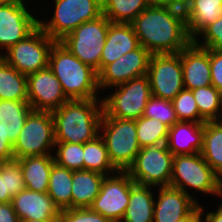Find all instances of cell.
I'll return each mask as SVG.
<instances>
[{
    "mask_svg": "<svg viewBox=\"0 0 222 222\" xmlns=\"http://www.w3.org/2000/svg\"><path fill=\"white\" fill-rule=\"evenodd\" d=\"M143 117L157 119L169 128L179 121L172 101L154 95L148 100Z\"/></svg>",
    "mask_w": 222,
    "mask_h": 222,
    "instance_id": "obj_35",
    "label": "cell"
},
{
    "mask_svg": "<svg viewBox=\"0 0 222 222\" xmlns=\"http://www.w3.org/2000/svg\"><path fill=\"white\" fill-rule=\"evenodd\" d=\"M51 113L55 142L84 144L99 135L103 115L101 99L68 100Z\"/></svg>",
    "mask_w": 222,
    "mask_h": 222,
    "instance_id": "obj_2",
    "label": "cell"
},
{
    "mask_svg": "<svg viewBox=\"0 0 222 222\" xmlns=\"http://www.w3.org/2000/svg\"><path fill=\"white\" fill-rule=\"evenodd\" d=\"M54 162L72 171L84 170L83 144L56 142Z\"/></svg>",
    "mask_w": 222,
    "mask_h": 222,
    "instance_id": "obj_34",
    "label": "cell"
},
{
    "mask_svg": "<svg viewBox=\"0 0 222 222\" xmlns=\"http://www.w3.org/2000/svg\"><path fill=\"white\" fill-rule=\"evenodd\" d=\"M215 211H209L206 213L203 222H222V201L217 206Z\"/></svg>",
    "mask_w": 222,
    "mask_h": 222,
    "instance_id": "obj_46",
    "label": "cell"
},
{
    "mask_svg": "<svg viewBox=\"0 0 222 222\" xmlns=\"http://www.w3.org/2000/svg\"><path fill=\"white\" fill-rule=\"evenodd\" d=\"M0 100L28 101L27 76L7 62L0 66Z\"/></svg>",
    "mask_w": 222,
    "mask_h": 222,
    "instance_id": "obj_30",
    "label": "cell"
},
{
    "mask_svg": "<svg viewBox=\"0 0 222 222\" xmlns=\"http://www.w3.org/2000/svg\"><path fill=\"white\" fill-rule=\"evenodd\" d=\"M173 157L166 144L144 147L126 172L140 185L170 186Z\"/></svg>",
    "mask_w": 222,
    "mask_h": 222,
    "instance_id": "obj_10",
    "label": "cell"
},
{
    "mask_svg": "<svg viewBox=\"0 0 222 222\" xmlns=\"http://www.w3.org/2000/svg\"><path fill=\"white\" fill-rule=\"evenodd\" d=\"M27 88L28 102L34 111L52 112L69 100L48 66L27 75Z\"/></svg>",
    "mask_w": 222,
    "mask_h": 222,
    "instance_id": "obj_15",
    "label": "cell"
},
{
    "mask_svg": "<svg viewBox=\"0 0 222 222\" xmlns=\"http://www.w3.org/2000/svg\"><path fill=\"white\" fill-rule=\"evenodd\" d=\"M105 175L89 170L73 171L72 209L89 208L98 196Z\"/></svg>",
    "mask_w": 222,
    "mask_h": 222,
    "instance_id": "obj_24",
    "label": "cell"
},
{
    "mask_svg": "<svg viewBox=\"0 0 222 222\" xmlns=\"http://www.w3.org/2000/svg\"><path fill=\"white\" fill-rule=\"evenodd\" d=\"M53 17L38 19V26L53 40L60 41L82 23L102 15L101 0H54Z\"/></svg>",
    "mask_w": 222,
    "mask_h": 222,
    "instance_id": "obj_7",
    "label": "cell"
},
{
    "mask_svg": "<svg viewBox=\"0 0 222 222\" xmlns=\"http://www.w3.org/2000/svg\"><path fill=\"white\" fill-rule=\"evenodd\" d=\"M48 67L60 81L69 100L100 99L98 74L56 41L49 55Z\"/></svg>",
    "mask_w": 222,
    "mask_h": 222,
    "instance_id": "obj_3",
    "label": "cell"
},
{
    "mask_svg": "<svg viewBox=\"0 0 222 222\" xmlns=\"http://www.w3.org/2000/svg\"><path fill=\"white\" fill-rule=\"evenodd\" d=\"M137 139L141 148L166 144L169 127L153 118L140 117L135 120Z\"/></svg>",
    "mask_w": 222,
    "mask_h": 222,
    "instance_id": "obj_33",
    "label": "cell"
},
{
    "mask_svg": "<svg viewBox=\"0 0 222 222\" xmlns=\"http://www.w3.org/2000/svg\"><path fill=\"white\" fill-rule=\"evenodd\" d=\"M211 83L222 90V51L210 50Z\"/></svg>",
    "mask_w": 222,
    "mask_h": 222,
    "instance_id": "obj_40",
    "label": "cell"
},
{
    "mask_svg": "<svg viewBox=\"0 0 222 222\" xmlns=\"http://www.w3.org/2000/svg\"><path fill=\"white\" fill-rule=\"evenodd\" d=\"M32 110L28 101L0 100V131L13 144Z\"/></svg>",
    "mask_w": 222,
    "mask_h": 222,
    "instance_id": "obj_26",
    "label": "cell"
},
{
    "mask_svg": "<svg viewBox=\"0 0 222 222\" xmlns=\"http://www.w3.org/2000/svg\"><path fill=\"white\" fill-rule=\"evenodd\" d=\"M55 42L38 26L24 40L4 52L6 62L26 76L40 71L48 66L50 51Z\"/></svg>",
    "mask_w": 222,
    "mask_h": 222,
    "instance_id": "obj_11",
    "label": "cell"
},
{
    "mask_svg": "<svg viewBox=\"0 0 222 222\" xmlns=\"http://www.w3.org/2000/svg\"><path fill=\"white\" fill-rule=\"evenodd\" d=\"M84 170L109 176L118 172L109 159L105 143L100 135L83 144Z\"/></svg>",
    "mask_w": 222,
    "mask_h": 222,
    "instance_id": "obj_31",
    "label": "cell"
},
{
    "mask_svg": "<svg viewBox=\"0 0 222 222\" xmlns=\"http://www.w3.org/2000/svg\"><path fill=\"white\" fill-rule=\"evenodd\" d=\"M3 167L6 169L7 191L13 198L26 188L19 159L3 162Z\"/></svg>",
    "mask_w": 222,
    "mask_h": 222,
    "instance_id": "obj_38",
    "label": "cell"
},
{
    "mask_svg": "<svg viewBox=\"0 0 222 222\" xmlns=\"http://www.w3.org/2000/svg\"><path fill=\"white\" fill-rule=\"evenodd\" d=\"M203 135L204 123L178 121L169 128L166 147L174 156L200 153Z\"/></svg>",
    "mask_w": 222,
    "mask_h": 222,
    "instance_id": "obj_21",
    "label": "cell"
},
{
    "mask_svg": "<svg viewBox=\"0 0 222 222\" xmlns=\"http://www.w3.org/2000/svg\"><path fill=\"white\" fill-rule=\"evenodd\" d=\"M179 121L200 122V113L192 90L183 89L172 100Z\"/></svg>",
    "mask_w": 222,
    "mask_h": 222,
    "instance_id": "obj_36",
    "label": "cell"
},
{
    "mask_svg": "<svg viewBox=\"0 0 222 222\" xmlns=\"http://www.w3.org/2000/svg\"><path fill=\"white\" fill-rule=\"evenodd\" d=\"M20 220L59 219L61 211L47 193L23 189L11 201Z\"/></svg>",
    "mask_w": 222,
    "mask_h": 222,
    "instance_id": "obj_19",
    "label": "cell"
},
{
    "mask_svg": "<svg viewBox=\"0 0 222 222\" xmlns=\"http://www.w3.org/2000/svg\"><path fill=\"white\" fill-rule=\"evenodd\" d=\"M204 207L201 206L200 204L187 216L184 218L178 220L177 222H203V216L204 213Z\"/></svg>",
    "mask_w": 222,
    "mask_h": 222,
    "instance_id": "obj_44",
    "label": "cell"
},
{
    "mask_svg": "<svg viewBox=\"0 0 222 222\" xmlns=\"http://www.w3.org/2000/svg\"><path fill=\"white\" fill-rule=\"evenodd\" d=\"M201 156L222 179V120L204 123Z\"/></svg>",
    "mask_w": 222,
    "mask_h": 222,
    "instance_id": "obj_28",
    "label": "cell"
},
{
    "mask_svg": "<svg viewBox=\"0 0 222 222\" xmlns=\"http://www.w3.org/2000/svg\"><path fill=\"white\" fill-rule=\"evenodd\" d=\"M3 4H13V5H24L26 4V0H1Z\"/></svg>",
    "mask_w": 222,
    "mask_h": 222,
    "instance_id": "obj_47",
    "label": "cell"
},
{
    "mask_svg": "<svg viewBox=\"0 0 222 222\" xmlns=\"http://www.w3.org/2000/svg\"><path fill=\"white\" fill-rule=\"evenodd\" d=\"M140 46L131 23H113L109 25L106 42L102 50L100 71L115 62L122 55Z\"/></svg>",
    "mask_w": 222,
    "mask_h": 222,
    "instance_id": "obj_20",
    "label": "cell"
},
{
    "mask_svg": "<svg viewBox=\"0 0 222 222\" xmlns=\"http://www.w3.org/2000/svg\"><path fill=\"white\" fill-rule=\"evenodd\" d=\"M99 135L105 143L113 166L118 171H127L141 149L135 120L102 117Z\"/></svg>",
    "mask_w": 222,
    "mask_h": 222,
    "instance_id": "obj_5",
    "label": "cell"
},
{
    "mask_svg": "<svg viewBox=\"0 0 222 222\" xmlns=\"http://www.w3.org/2000/svg\"><path fill=\"white\" fill-rule=\"evenodd\" d=\"M151 188L156 187L137 183L131 187L128 207L121 222H153L156 197Z\"/></svg>",
    "mask_w": 222,
    "mask_h": 222,
    "instance_id": "obj_25",
    "label": "cell"
},
{
    "mask_svg": "<svg viewBox=\"0 0 222 222\" xmlns=\"http://www.w3.org/2000/svg\"><path fill=\"white\" fill-rule=\"evenodd\" d=\"M134 184L135 182L126 171L105 176L100 192L89 208L112 222H121Z\"/></svg>",
    "mask_w": 222,
    "mask_h": 222,
    "instance_id": "obj_13",
    "label": "cell"
},
{
    "mask_svg": "<svg viewBox=\"0 0 222 222\" xmlns=\"http://www.w3.org/2000/svg\"><path fill=\"white\" fill-rule=\"evenodd\" d=\"M55 143L52 113L32 110L13 144V154L15 159L53 154Z\"/></svg>",
    "mask_w": 222,
    "mask_h": 222,
    "instance_id": "obj_9",
    "label": "cell"
},
{
    "mask_svg": "<svg viewBox=\"0 0 222 222\" xmlns=\"http://www.w3.org/2000/svg\"><path fill=\"white\" fill-rule=\"evenodd\" d=\"M0 222H20L11 202L0 203Z\"/></svg>",
    "mask_w": 222,
    "mask_h": 222,
    "instance_id": "obj_42",
    "label": "cell"
},
{
    "mask_svg": "<svg viewBox=\"0 0 222 222\" xmlns=\"http://www.w3.org/2000/svg\"><path fill=\"white\" fill-rule=\"evenodd\" d=\"M220 102H221V107H222V90H220Z\"/></svg>",
    "mask_w": 222,
    "mask_h": 222,
    "instance_id": "obj_50",
    "label": "cell"
},
{
    "mask_svg": "<svg viewBox=\"0 0 222 222\" xmlns=\"http://www.w3.org/2000/svg\"><path fill=\"white\" fill-rule=\"evenodd\" d=\"M156 188L158 196L154 204L153 222H177L199 205L197 196L195 199L180 189L171 186Z\"/></svg>",
    "mask_w": 222,
    "mask_h": 222,
    "instance_id": "obj_17",
    "label": "cell"
},
{
    "mask_svg": "<svg viewBox=\"0 0 222 222\" xmlns=\"http://www.w3.org/2000/svg\"><path fill=\"white\" fill-rule=\"evenodd\" d=\"M73 171L53 163L47 194L60 211L72 209Z\"/></svg>",
    "mask_w": 222,
    "mask_h": 222,
    "instance_id": "obj_27",
    "label": "cell"
},
{
    "mask_svg": "<svg viewBox=\"0 0 222 222\" xmlns=\"http://www.w3.org/2000/svg\"><path fill=\"white\" fill-rule=\"evenodd\" d=\"M151 55L147 49L140 45L137 49L119 57L115 62L106 65L98 73L99 91L147 75Z\"/></svg>",
    "mask_w": 222,
    "mask_h": 222,
    "instance_id": "obj_14",
    "label": "cell"
},
{
    "mask_svg": "<svg viewBox=\"0 0 222 222\" xmlns=\"http://www.w3.org/2000/svg\"><path fill=\"white\" fill-rule=\"evenodd\" d=\"M11 201L12 197L7 191L6 169L3 167V162L0 161V203H8Z\"/></svg>",
    "mask_w": 222,
    "mask_h": 222,
    "instance_id": "obj_43",
    "label": "cell"
},
{
    "mask_svg": "<svg viewBox=\"0 0 222 222\" xmlns=\"http://www.w3.org/2000/svg\"><path fill=\"white\" fill-rule=\"evenodd\" d=\"M54 163L53 154L19 159L26 189L47 193L49 176Z\"/></svg>",
    "mask_w": 222,
    "mask_h": 222,
    "instance_id": "obj_23",
    "label": "cell"
},
{
    "mask_svg": "<svg viewBox=\"0 0 222 222\" xmlns=\"http://www.w3.org/2000/svg\"><path fill=\"white\" fill-rule=\"evenodd\" d=\"M142 47L151 54L179 53L192 40L183 11L153 1L132 22Z\"/></svg>",
    "mask_w": 222,
    "mask_h": 222,
    "instance_id": "obj_1",
    "label": "cell"
},
{
    "mask_svg": "<svg viewBox=\"0 0 222 222\" xmlns=\"http://www.w3.org/2000/svg\"><path fill=\"white\" fill-rule=\"evenodd\" d=\"M170 186L182 190L187 195L189 190L222 197V179L214 172L201 156V153L175 155L173 157Z\"/></svg>",
    "mask_w": 222,
    "mask_h": 222,
    "instance_id": "obj_4",
    "label": "cell"
},
{
    "mask_svg": "<svg viewBox=\"0 0 222 222\" xmlns=\"http://www.w3.org/2000/svg\"><path fill=\"white\" fill-rule=\"evenodd\" d=\"M198 36H200V39L202 38L201 41L198 38L193 40L198 46L209 50L222 51V14Z\"/></svg>",
    "mask_w": 222,
    "mask_h": 222,
    "instance_id": "obj_37",
    "label": "cell"
},
{
    "mask_svg": "<svg viewBox=\"0 0 222 222\" xmlns=\"http://www.w3.org/2000/svg\"><path fill=\"white\" fill-rule=\"evenodd\" d=\"M111 89L112 94L101 99L102 117L136 120L143 116L152 96L147 75L133 78Z\"/></svg>",
    "mask_w": 222,
    "mask_h": 222,
    "instance_id": "obj_6",
    "label": "cell"
},
{
    "mask_svg": "<svg viewBox=\"0 0 222 222\" xmlns=\"http://www.w3.org/2000/svg\"><path fill=\"white\" fill-rule=\"evenodd\" d=\"M186 29L191 40L222 14V0H191L184 11Z\"/></svg>",
    "mask_w": 222,
    "mask_h": 222,
    "instance_id": "obj_22",
    "label": "cell"
},
{
    "mask_svg": "<svg viewBox=\"0 0 222 222\" xmlns=\"http://www.w3.org/2000/svg\"><path fill=\"white\" fill-rule=\"evenodd\" d=\"M12 159H15L13 143L0 131V161L6 162Z\"/></svg>",
    "mask_w": 222,
    "mask_h": 222,
    "instance_id": "obj_41",
    "label": "cell"
},
{
    "mask_svg": "<svg viewBox=\"0 0 222 222\" xmlns=\"http://www.w3.org/2000/svg\"><path fill=\"white\" fill-rule=\"evenodd\" d=\"M181 64L184 89L194 90L212 85L209 49L191 41L181 51Z\"/></svg>",
    "mask_w": 222,
    "mask_h": 222,
    "instance_id": "obj_18",
    "label": "cell"
},
{
    "mask_svg": "<svg viewBox=\"0 0 222 222\" xmlns=\"http://www.w3.org/2000/svg\"><path fill=\"white\" fill-rule=\"evenodd\" d=\"M147 76L152 95L172 101L184 89L181 52L152 54Z\"/></svg>",
    "mask_w": 222,
    "mask_h": 222,
    "instance_id": "obj_12",
    "label": "cell"
},
{
    "mask_svg": "<svg viewBox=\"0 0 222 222\" xmlns=\"http://www.w3.org/2000/svg\"><path fill=\"white\" fill-rule=\"evenodd\" d=\"M3 49L0 47V51H2ZM6 62V54L4 53H0V66H2L4 63Z\"/></svg>",
    "mask_w": 222,
    "mask_h": 222,
    "instance_id": "obj_49",
    "label": "cell"
},
{
    "mask_svg": "<svg viewBox=\"0 0 222 222\" xmlns=\"http://www.w3.org/2000/svg\"><path fill=\"white\" fill-rule=\"evenodd\" d=\"M110 23L102 14L94 20L82 23L59 42L98 74Z\"/></svg>",
    "mask_w": 222,
    "mask_h": 222,
    "instance_id": "obj_8",
    "label": "cell"
},
{
    "mask_svg": "<svg viewBox=\"0 0 222 222\" xmlns=\"http://www.w3.org/2000/svg\"><path fill=\"white\" fill-rule=\"evenodd\" d=\"M102 14L113 23H131L154 0H101Z\"/></svg>",
    "mask_w": 222,
    "mask_h": 222,
    "instance_id": "obj_29",
    "label": "cell"
},
{
    "mask_svg": "<svg viewBox=\"0 0 222 222\" xmlns=\"http://www.w3.org/2000/svg\"><path fill=\"white\" fill-rule=\"evenodd\" d=\"M24 5L0 6V47L7 51L38 27V19Z\"/></svg>",
    "mask_w": 222,
    "mask_h": 222,
    "instance_id": "obj_16",
    "label": "cell"
},
{
    "mask_svg": "<svg viewBox=\"0 0 222 222\" xmlns=\"http://www.w3.org/2000/svg\"><path fill=\"white\" fill-rule=\"evenodd\" d=\"M162 6L171 7L185 11L191 0H157Z\"/></svg>",
    "mask_w": 222,
    "mask_h": 222,
    "instance_id": "obj_45",
    "label": "cell"
},
{
    "mask_svg": "<svg viewBox=\"0 0 222 222\" xmlns=\"http://www.w3.org/2000/svg\"><path fill=\"white\" fill-rule=\"evenodd\" d=\"M20 222H59V219H45V220H20Z\"/></svg>",
    "mask_w": 222,
    "mask_h": 222,
    "instance_id": "obj_48",
    "label": "cell"
},
{
    "mask_svg": "<svg viewBox=\"0 0 222 222\" xmlns=\"http://www.w3.org/2000/svg\"><path fill=\"white\" fill-rule=\"evenodd\" d=\"M199 113L200 123L222 120L220 91L213 85L192 90Z\"/></svg>",
    "mask_w": 222,
    "mask_h": 222,
    "instance_id": "obj_32",
    "label": "cell"
},
{
    "mask_svg": "<svg viewBox=\"0 0 222 222\" xmlns=\"http://www.w3.org/2000/svg\"><path fill=\"white\" fill-rule=\"evenodd\" d=\"M59 222H112L90 208H75L61 211Z\"/></svg>",
    "mask_w": 222,
    "mask_h": 222,
    "instance_id": "obj_39",
    "label": "cell"
}]
</instances>
